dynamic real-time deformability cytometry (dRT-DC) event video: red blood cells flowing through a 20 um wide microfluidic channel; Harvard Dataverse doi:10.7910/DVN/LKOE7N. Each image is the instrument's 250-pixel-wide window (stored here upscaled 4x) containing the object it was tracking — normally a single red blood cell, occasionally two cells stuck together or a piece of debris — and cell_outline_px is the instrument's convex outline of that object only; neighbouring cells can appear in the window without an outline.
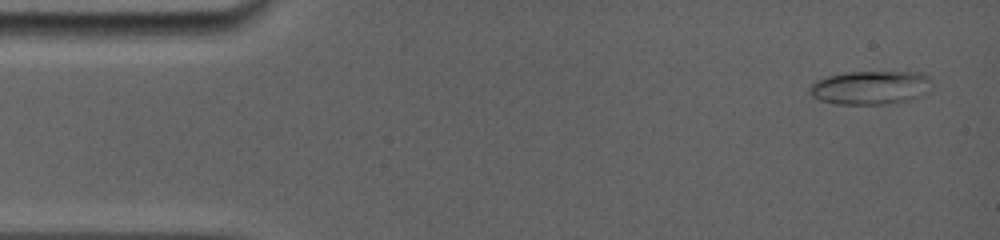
{"species": "common noctule bat (a hibernating species)", "species_latin": "Nyctalus noctula", "temperature_condition": "room temperature", "stored_images_in_passage": 32, "camera_frame_rate_fps": 5000, "um_per_image_px": 0.085, "animal": {"sex": "female", "body_mass_g": 19.0, "forearm_length_mm": 56.7}, "frame": {"image": 1, "passage_image": 1, "time_ms": 0.0, "image_size_px": [1000, 240], "cell_outline_px": [[928, 92], [908, 100], [884, 104], [836, 104], [820, 100], [812, 96], [808, 92], [808, 88], [816, 80], [828, 76], [844, 72], [920, 72], [928, 76]], "centroid_in_image_um": [73.92, 7.44], "position_along_channel_um": 11.1, "area_um2": 23.81}}
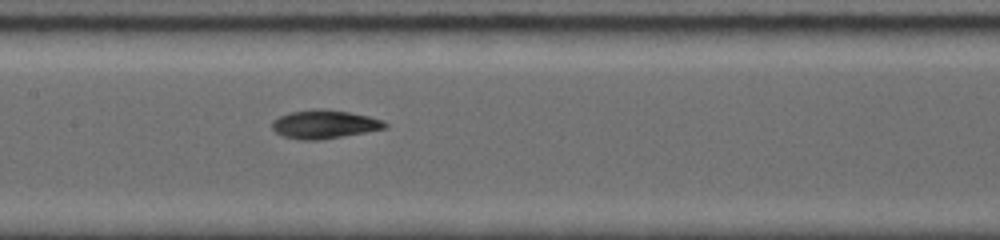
{"frame": {"image": 2, "passage_image": 15, "time_ms": 7.0, "image_size_px": [1000, 240], "cell_outline_px": [[388, 128], [320, 140], [300, 140], [284, 136], [276, 132], [272, 128], [272, 120], [280, 116], [292, 112], [312, 108], [320, 108], [348, 112], [368, 116], [384, 120], [388, 124]], "centroid_in_image_um": [27.59, 10.56], "position_along_channel_um": 179.8, "area_um2": 18.79}}
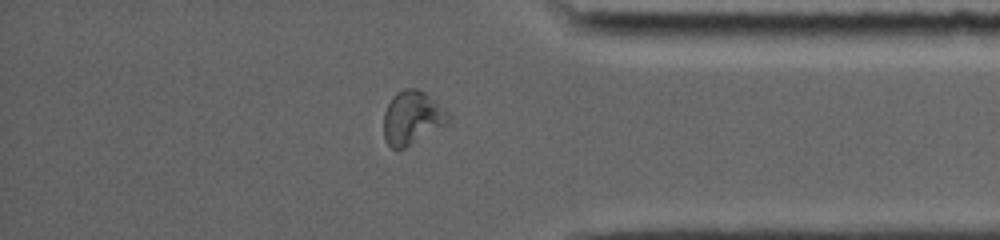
{"frame": {"image": 3, "passage_image": 27, "time_ms": 12.8, "image_size_px": [1000, 240], "cell_outline_px": [[452, 120], [448, 124], [404, 148], [396, 152], [384, 140], [384, 112], [392, 96], [396, 92], [404, 88], [416, 88], [424, 92]], "centroid_in_image_um": [34.97, 10.04], "position_along_channel_um": 400.2, "area_um2": 19.88}, "authors_computed_cell_mechanics": {"area_um2": 18.8717, "velocity_mm_per_s": 3.8932, "shape_relaxation_time_tau1_ms": 6.5862, "shape_relaxation_time_tau2_ms": 3.2531, "deformation_change_tau1": 0.226, "deformation_change_tau2": 0.0782}}